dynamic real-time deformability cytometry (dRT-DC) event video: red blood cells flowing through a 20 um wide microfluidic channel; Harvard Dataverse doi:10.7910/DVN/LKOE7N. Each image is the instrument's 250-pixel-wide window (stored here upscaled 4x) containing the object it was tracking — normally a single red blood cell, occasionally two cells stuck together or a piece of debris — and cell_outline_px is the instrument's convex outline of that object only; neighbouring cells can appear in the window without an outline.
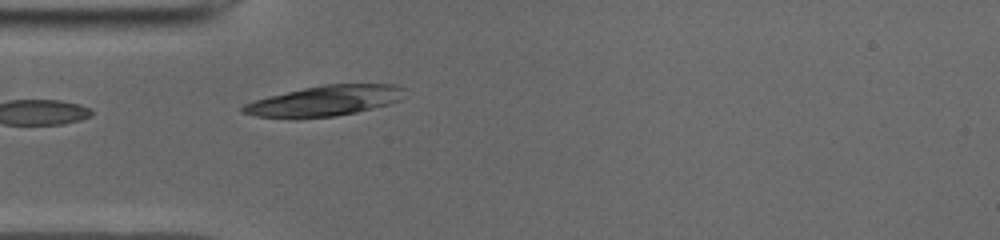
{"species": "common noctule bat (a hibernating species)", "species_latin": "Nyctalus noctula", "temperature_condition": "cold", "stored_images_in_passage": 23, "camera_frame_rate_fps": 3000, "um_per_image_px": 0.085, "animal": {"sex": "male", "body_mass_g": 19.0, "forearm_length_mm": 50.8}, "frame": {"image": 1, "passage_image": 1, "time_ms": 0.0, "image_size_px": [1000, 240], "cell_outline_px": [[404, 88], [400, 100], [388, 104], [356, 112], [336, 116], [300, 120], [296, 120], [256, 116], [244, 112], [240, 108], [244, 104], [268, 96], [304, 88], [324, 84], [392, 84]], "centroid_in_image_um": [27.55, 8.6], "position_along_channel_um": 57.5, "area_um2": 28.84}}